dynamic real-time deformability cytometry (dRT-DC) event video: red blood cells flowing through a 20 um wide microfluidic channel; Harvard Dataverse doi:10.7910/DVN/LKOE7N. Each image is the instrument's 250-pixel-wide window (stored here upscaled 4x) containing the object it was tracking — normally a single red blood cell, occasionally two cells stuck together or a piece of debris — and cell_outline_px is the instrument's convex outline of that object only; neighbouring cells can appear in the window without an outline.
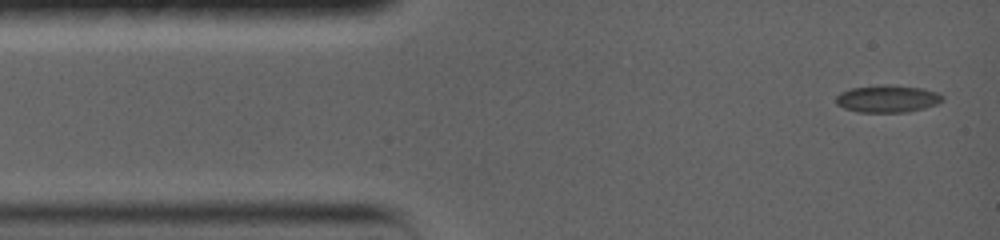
{"species": "common noctule bat (a hibernating species)", "species_latin": "Nyctalus noctula", "temperature_condition": "warm", "stored_images_in_passage": 7, "camera_frame_rate_fps": 5000, "um_per_image_px": 0.085, "animal": {"sex": "female", "body_mass_g": 19.0, "forearm_length_mm": 56.7}, "frame": {"image": 1, "passage_image": 1, "time_ms": 0.0, "image_size_px": [1000, 240], "cell_outline_px": [[944, 100], [936, 104], [924, 108], [908, 112], [860, 112], [844, 108], [836, 104], [836, 96], [840, 92], [852, 88], [920, 88], [936, 92], [944, 96]], "centroid_in_image_um": [75.44, 8.46], "position_along_channel_um": 9.6, "area_um2": 15.9}}
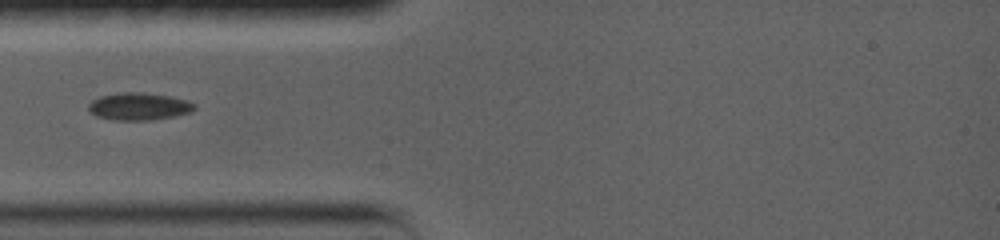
{"frame": {"image": 2, "passage_image": 5, "time_ms": 3.6, "image_size_px": [1000, 240], "cell_outline_px": [[196, 108], [188, 112], [172, 116], [148, 120], [112, 120], [96, 116], [88, 108], [88, 104], [92, 100], [100, 96], [124, 92], [140, 92], [168, 96], [188, 100], [196, 104]], "centroid_in_image_um": [11.79, 9.04], "position_along_channel_um": 73.2, "area_um2": 16.7}}
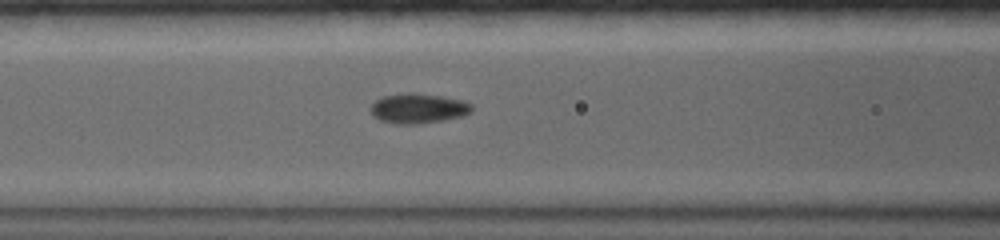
{"frame": {"image": 3, "passage_image": 7, "time_ms": 5.2, "image_size_px": [1000, 240], "cell_outline_px": [[472, 112], [464, 116], [444, 120], [420, 124], [396, 124], [380, 120], [372, 116], [368, 108], [380, 96], [408, 92], [440, 96], [460, 100], [472, 104]], "centroid_in_image_um": [35.5, 9.22], "position_along_channel_um": 131.1, "area_um2": 17.86}}